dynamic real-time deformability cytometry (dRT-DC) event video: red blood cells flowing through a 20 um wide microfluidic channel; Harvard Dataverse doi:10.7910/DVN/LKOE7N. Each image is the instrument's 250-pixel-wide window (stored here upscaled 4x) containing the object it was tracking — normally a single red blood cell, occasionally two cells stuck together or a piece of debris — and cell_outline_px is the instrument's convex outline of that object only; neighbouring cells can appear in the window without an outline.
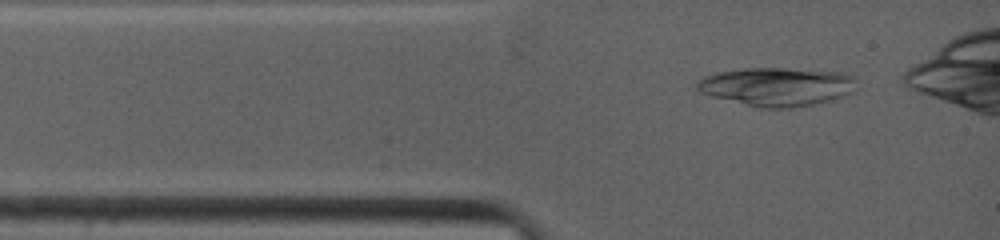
{"species": "common noctule bat (a hibernating species)", "species_latin": "Nyctalus noctula", "temperature_condition": "warm", "stored_images_in_passage": 2, "camera_frame_rate_fps": 4500, "um_per_image_px": 0.085, "animal": {"sex": "female", "body_mass_g": 19.0, "forearm_length_mm": 53.3}, "frame": {"image": 1, "passage_image": 1, "time_ms": 0.0, "image_size_px": [1000, 240], "cell_outline_px": [[856, 92], [832, 100], [812, 104], [788, 108], [764, 108], [712, 96], [700, 92], [696, 88], [696, 80], [704, 76], [716, 72], [744, 68], [784, 68], [840, 72], [856, 76]], "centroid_in_image_um": [66.07, 7.35], "position_along_channel_um": 18.9, "area_um2": 35.95}}